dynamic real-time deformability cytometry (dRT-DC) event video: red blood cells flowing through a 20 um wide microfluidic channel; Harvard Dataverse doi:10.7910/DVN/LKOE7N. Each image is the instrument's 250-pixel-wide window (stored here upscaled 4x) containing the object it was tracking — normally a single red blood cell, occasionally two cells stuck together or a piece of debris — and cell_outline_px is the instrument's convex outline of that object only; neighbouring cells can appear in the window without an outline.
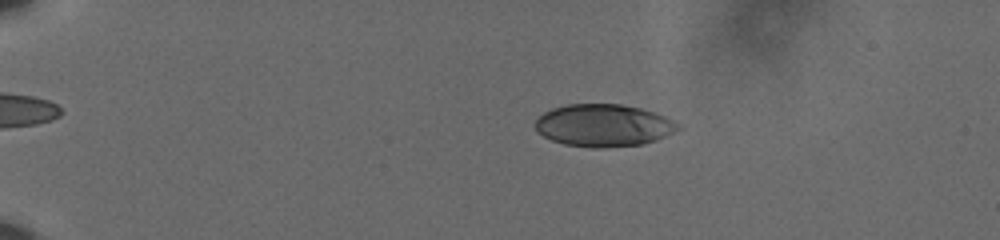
{"species": "human", "species_latin": "Homo sapiens", "temperature_condition": "cold", "stored_images_in_passage": 59, "camera_frame_rate_fps": 3000, "um_per_image_px": 0.085, "donor": {"sex": "male"}, "frame": {"image": 1, "passage_image": 13, "time_ms": 4.0, "image_size_px": [1000, 240], "cell_outline_px": [[680, 128], [656, 140], [644, 144], [604, 148], [592, 148], [564, 144], [552, 140], [536, 132], [536, 120], [544, 112], [552, 108], [568, 104], [620, 104], [640, 108], [656, 112], [680, 124]], "centroid_in_image_um": [51.29, 10.66], "position_along_channel_um": 33.7, "area_um2": 35.26}}
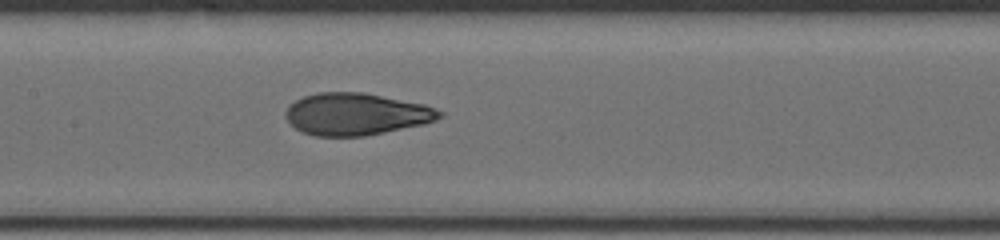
{"frame": {"image": 2, "passage_image": 32, "time_ms": 10.333, "image_size_px": [1000, 240], "cell_outline_px": [[444, 116], [436, 120], [424, 124], [364, 136], [316, 136], [304, 132], [296, 128], [284, 116], [284, 112], [296, 100], [304, 96], [320, 92], [364, 92], [424, 104], [436, 108], [444, 112]], "centroid_in_image_um": [30.31, 9.69], "position_along_channel_um": 177.1, "area_um2": 37.63}}
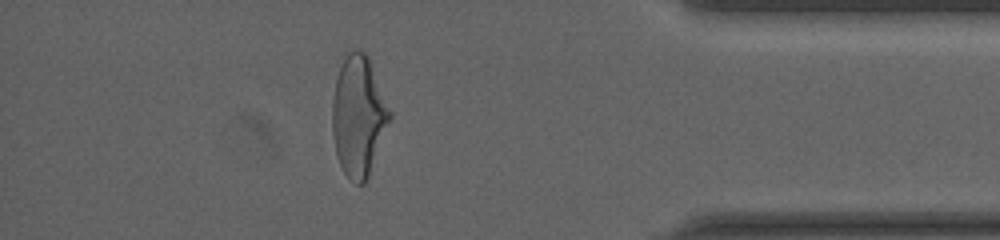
{"frame": {"image": 3, "passage_image": 53, "time_ms": 17.333, "image_size_px": [1000, 240], "cell_outline_px": [[392, 116], [368, 176], [364, 184], [356, 184], [344, 172], [340, 164], [336, 152], [332, 132], [332, 100], [336, 80], [340, 68], [348, 52], [356, 48], [364, 52], [368, 56], [392, 112]], "centroid_in_image_um": [30.48, 9.85], "position_along_channel_um": 404.7, "area_um2": 40.0}, "authors_computed_cell_mechanics": {"area_um2": 37.0498, "velocity_mm_per_s": 3.6236, "shape_relaxation_time_tau1_ms": 5.7751, "shape_relaxation_time_tau2_ms": 1.0657, "deformation_change_tau1": 0.1975, "deformation_change_tau2": 0.0697}}